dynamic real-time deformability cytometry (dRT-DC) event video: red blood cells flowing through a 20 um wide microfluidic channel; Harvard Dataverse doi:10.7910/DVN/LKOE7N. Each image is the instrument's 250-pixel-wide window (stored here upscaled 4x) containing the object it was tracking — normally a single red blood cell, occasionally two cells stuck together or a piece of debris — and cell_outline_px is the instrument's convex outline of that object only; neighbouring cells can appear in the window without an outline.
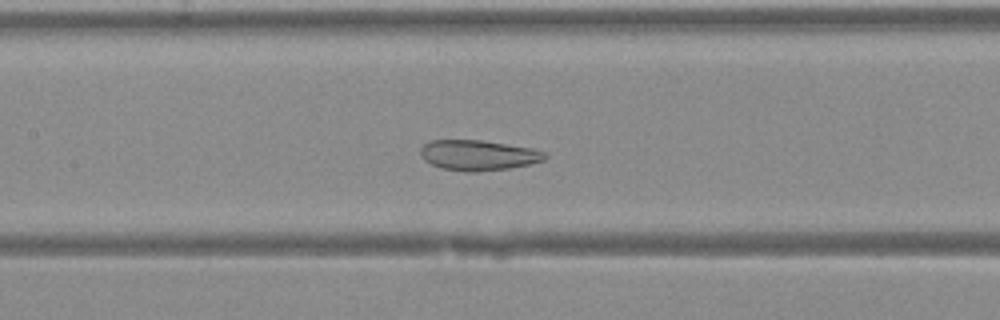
{"species": "Egyptian fruit bat (a non-hibernating species)", "species_latin": "Rousettus aegyptiacus", "temperature_condition": "warm", "stored_images_in_passage": 41, "camera_frame_rate_fps": 3000, "um_per_image_px": 0.085, "animal": {"sex": "female"}, "frame": {"image": 1, "passage_image": 19, "time_ms": 6.0, "image_size_px": [1000, 320], "cell_outline_px": [[548, 156], [544, 160], [528, 164], [508, 168], [476, 172], [464, 172], [444, 168], [432, 164], [424, 160], [420, 156], [420, 148], [424, 144], [432, 140], [480, 140], [536, 148], [544, 152]], "centroid_in_image_um": [40.66, 13.18], "position_along_channel_um": 166.7, "area_um2": 22.02}}
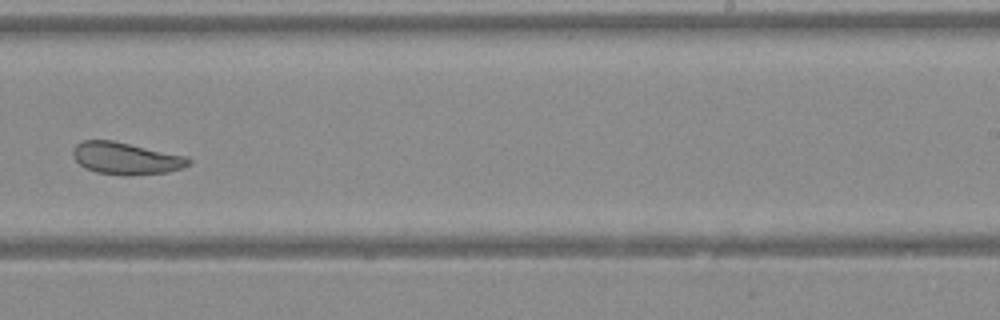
{"frame": {"image": 2, "passage_image": 26, "time_ms": 8.333, "image_size_px": [1000, 320], "cell_outline_px": [[192, 164], [168, 172], [96, 172], [80, 164], [72, 156], [72, 148], [76, 144], [84, 140], [112, 140], [184, 156], [192, 160]], "centroid_in_image_um": [10.66, 13.4], "position_along_channel_um": 278.3, "area_um2": 20.4}}
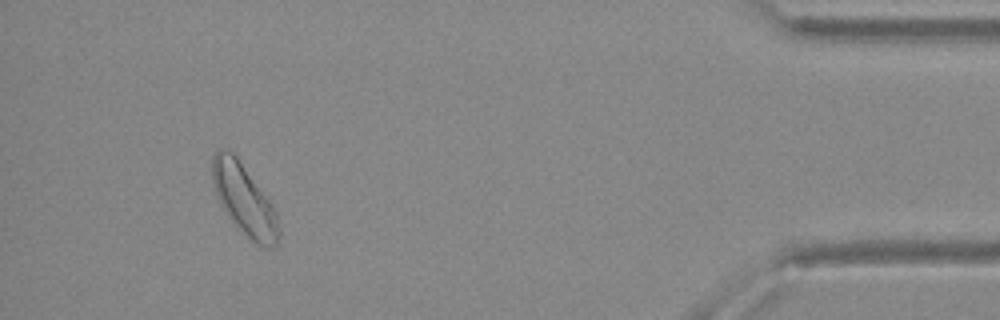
{"frame": {"image": 3, "passage_image": 38, "time_ms": 12.333, "image_size_px": [1000, 320], "cell_outline_px": [[280, 240], [272, 248], [264, 248], [248, 240], [228, 216], [216, 196], [212, 180], [212, 156], [216, 152], [232, 152], [236, 156], [272, 204], [276, 212], [280, 232]], "centroid_in_image_um": [20.78, 17.06], "position_along_channel_um": 414.4, "area_um2": 27.17}}